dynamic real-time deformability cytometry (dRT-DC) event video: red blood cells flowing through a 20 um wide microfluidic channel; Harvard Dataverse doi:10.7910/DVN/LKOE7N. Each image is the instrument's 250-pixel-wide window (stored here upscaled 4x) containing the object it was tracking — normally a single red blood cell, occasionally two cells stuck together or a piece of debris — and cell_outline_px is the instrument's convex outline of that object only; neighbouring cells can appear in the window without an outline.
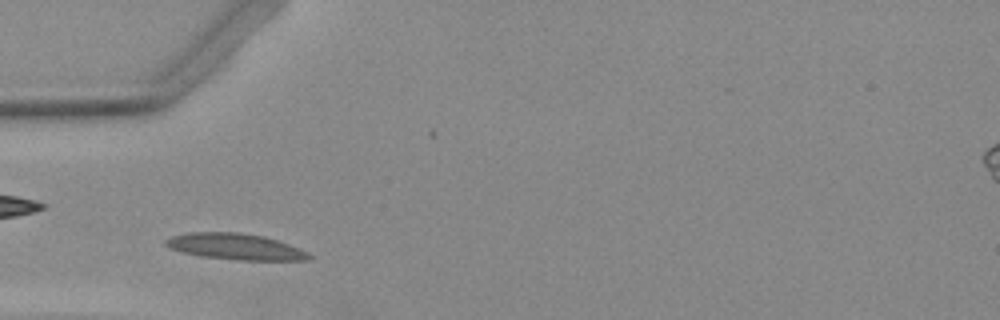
{"species": "Egyptian fruit bat (a non-hibernating species)", "species_latin": "Rousettus aegyptiacus", "temperature_condition": "warm", "stored_images_in_passage": 28, "camera_frame_rate_fps": 3000, "um_per_image_px": 0.085, "animal": {"sex": "female"}, "frame": {"image": 1, "passage_image": 3, "time_ms": 0.667, "image_size_px": [1000, 320], "cell_outline_px": [[312, 260], [240, 260], [204, 256], [184, 252], [168, 248], [164, 244], [164, 240], [172, 236], [192, 232], [240, 232], [264, 236], [288, 244], [308, 252], [312, 256]], "centroid_in_image_um": [20.02, 20.95], "position_along_channel_um": 65.0, "area_um2": 21.68}}
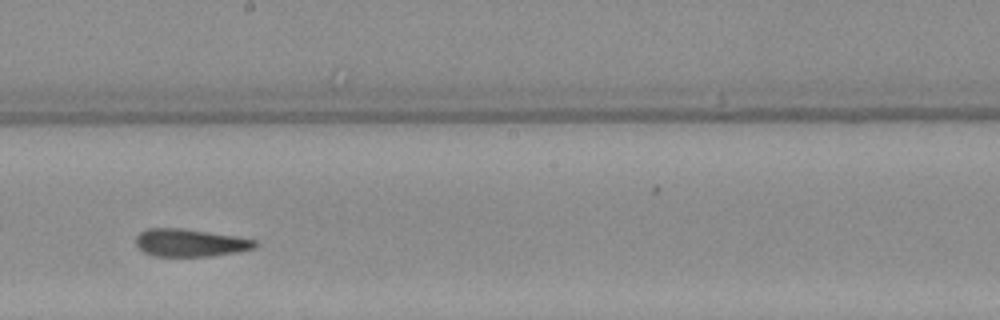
{"frame": {"image": 2, "passage_image": 16, "time_ms": 5.0, "image_size_px": [1000, 320], "cell_outline_px": [[260, 244], [252, 248], [236, 252], [212, 256], [152, 256], [144, 252], [136, 244], [136, 236], [140, 232], [148, 228], [180, 228], [232, 236], [256, 240]], "centroid_in_image_um": [16.13, 20.64], "position_along_channel_um": 232.1, "area_um2": 18.96}}
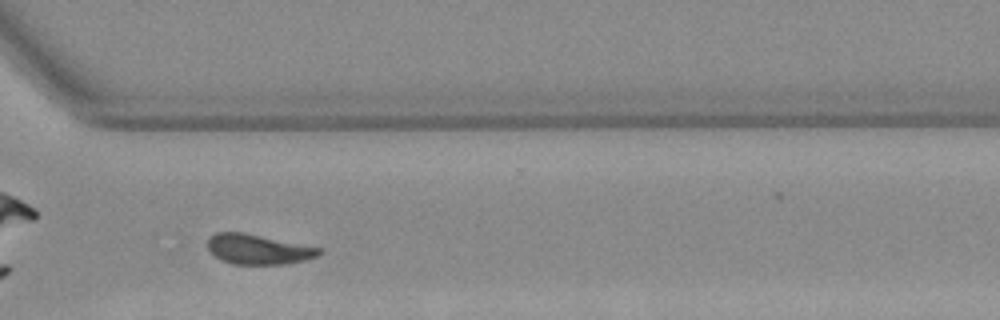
{"frame": {"image": 3, "passage_image": 25, "time_ms": 8.0, "image_size_px": [1000, 320], "cell_outline_px": [[324, 252], [316, 256], [304, 260], [284, 264], [232, 264], [220, 260], [208, 248], [208, 240], [216, 232], [240, 232], [320, 248]], "centroid_in_image_um": [21.93, 21.2], "position_along_channel_um": 348.7, "area_um2": 19.02}}